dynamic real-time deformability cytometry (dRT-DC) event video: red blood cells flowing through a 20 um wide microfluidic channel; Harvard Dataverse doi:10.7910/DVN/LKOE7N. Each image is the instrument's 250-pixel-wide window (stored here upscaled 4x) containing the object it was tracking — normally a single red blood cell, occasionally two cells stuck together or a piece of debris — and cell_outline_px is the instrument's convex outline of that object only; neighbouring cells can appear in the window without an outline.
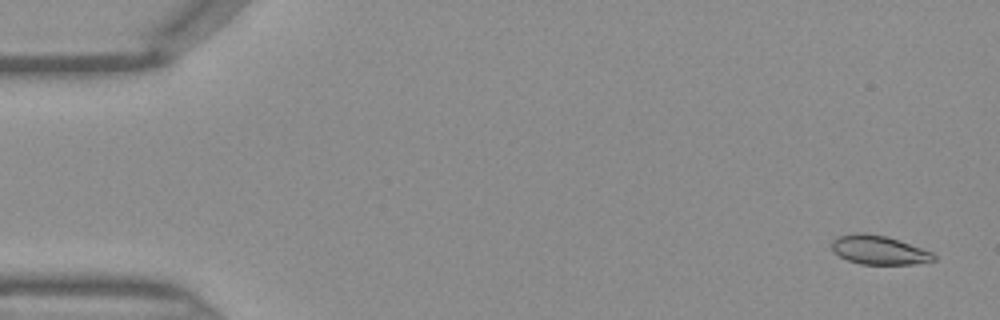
{"species": "Egyptian fruit bat (a non-hibernating species)", "species_latin": "Rousettus aegyptiacus", "temperature_condition": "warm", "stored_images_in_passage": 46, "camera_frame_rate_fps": 3000, "um_per_image_px": 0.085, "frame": {"image": 1, "passage_image": 2, "time_ms": 0.333, "image_size_px": [1000, 320], "cell_outline_px": [[936, 260], [912, 264], [860, 264], [848, 260], [840, 256], [832, 248], [832, 240], [840, 236], [856, 232], [864, 232], [884, 236], [932, 252], [936, 256]], "centroid_in_image_um": [74.69, 21.25], "position_along_channel_um": 10.3, "area_um2": 16.82}}
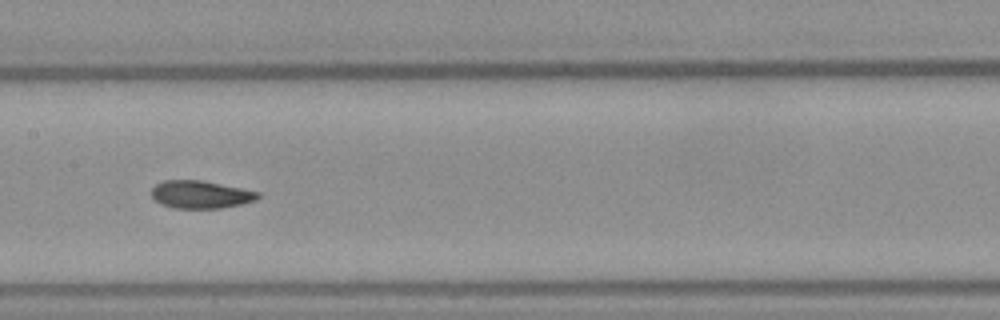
{"frame": {"image": 2, "passage_image": 23, "time_ms": 7.333, "image_size_px": [1000, 320], "cell_outline_px": [[260, 196], [256, 200], [240, 204], [220, 208], [172, 208], [160, 204], [152, 196], [152, 188], [156, 184], [164, 180], [204, 180], [260, 192]], "centroid_in_image_um": [17.05, 16.53], "position_along_channel_um": 190.4, "area_um2": 17.22}}
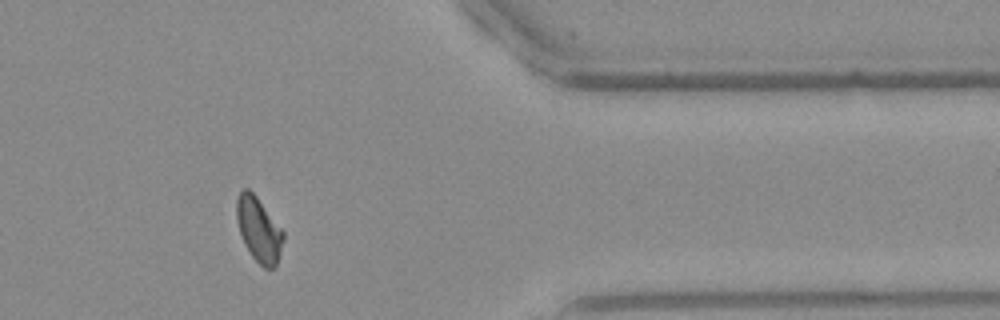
{"frame": {"image": 3, "passage_image": 38, "time_ms": 12.333, "image_size_px": [1000, 320], "cell_outline_px": [[284, 240], [276, 264], [272, 268], [264, 268], [252, 256], [244, 244], [236, 220], [236, 200], [240, 192], [244, 188], [248, 188], [256, 196], [284, 232]], "centroid_in_image_um": [21.98, 19.5], "position_along_channel_um": 389.4, "area_um2": 17.34}}